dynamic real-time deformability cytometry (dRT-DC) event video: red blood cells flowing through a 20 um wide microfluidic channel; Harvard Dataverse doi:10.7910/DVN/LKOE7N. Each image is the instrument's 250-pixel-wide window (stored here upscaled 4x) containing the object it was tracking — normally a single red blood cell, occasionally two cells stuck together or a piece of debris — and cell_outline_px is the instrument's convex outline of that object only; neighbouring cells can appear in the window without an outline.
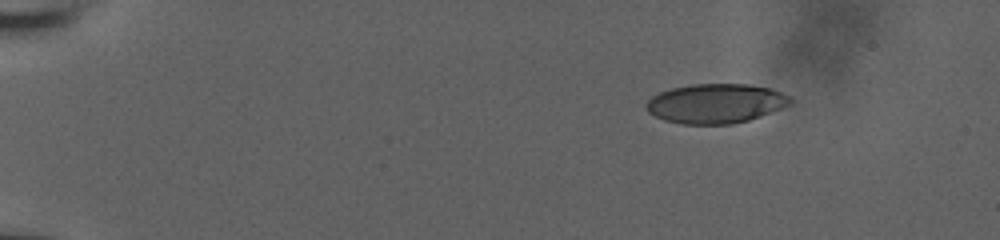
{"species": "human", "species_latin": "Homo sapiens", "temperature_condition": "room temperature", "stored_images_in_passage": 12, "camera_frame_rate_fps": 3000, "um_per_image_px": 0.085, "donor": {"sex": "male"}, "frame": {"image": 1, "passage_image": 1, "time_ms": 0.0, "image_size_px": [1000, 240], "cell_outline_px": [[792, 100], [788, 104], [780, 108], [760, 116], [748, 120], [732, 124], [680, 124], [664, 120], [648, 112], [644, 108], [644, 104], [652, 96], [660, 92], [672, 88], [692, 84], [748, 84], [768, 88], [792, 96]], "centroid_in_image_um": [60.79, 8.8], "position_along_channel_um": 24.2, "area_um2": 33.06}}
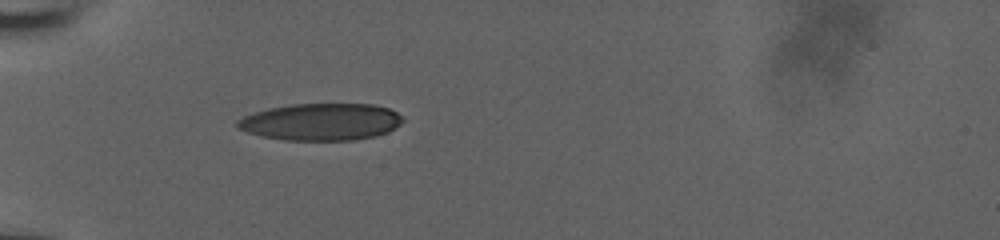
{"frame": {"image": 2, "passage_image": 9, "time_ms": 2.667, "image_size_px": [1000, 240], "cell_outline_px": [[404, 120], [400, 124], [388, 132], [376, 136], [352, 140], [284, 140], [260, 136], [248, 132], [240, 128], [236, 124], [236, 120], [244, 116], [268, 108], [292, 104], [372, 104], [388, 108], [396, 112]], "centroid_in_image_um": [27.29, 10.36], "position_along_channel_um": 57.7, "area_um2": 35.6}}
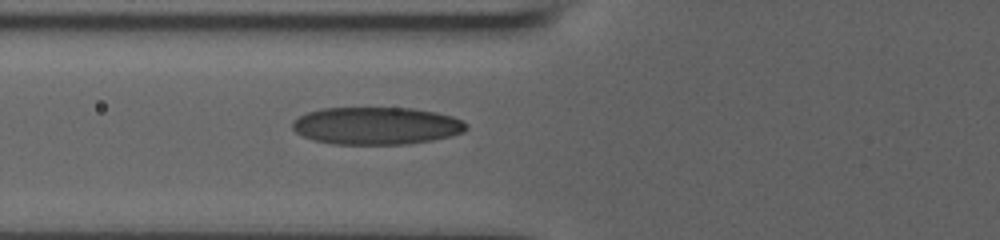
{"frame": {"image": 3, "passage_image": 12, "time_ms": 3.667, "image_size_px": [1000, 240], "cell_outline_px": [[468, 128], [464, 132], [452, 136], [432, 140], [408, 144], [332, 144], [312, 140], [296, 132], [292, 128], [292, 120], [308, 112], [324, 108], [412, 108], [436, 112], [452, 116], [468, 124]], "centroid_in_image_um": [32.01, 10.69], "position_along_channel_um": 93.8, "area_um2": 38.09}}